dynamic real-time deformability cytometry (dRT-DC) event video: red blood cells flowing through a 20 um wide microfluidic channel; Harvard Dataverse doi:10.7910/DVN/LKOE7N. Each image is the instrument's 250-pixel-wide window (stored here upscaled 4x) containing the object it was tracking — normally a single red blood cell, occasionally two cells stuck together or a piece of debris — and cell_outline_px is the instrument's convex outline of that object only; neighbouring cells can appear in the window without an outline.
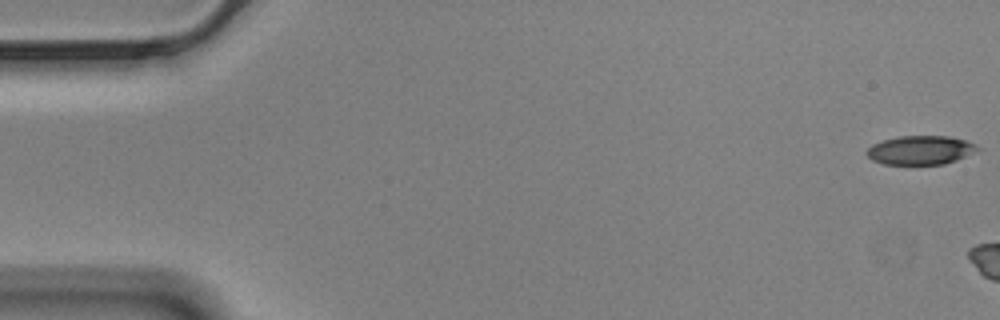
{"species": "Egyptian fruit bat (a non-hibernating species)", "species_latin": "Rousettus aegyptiacus", "temperature_condition": "cold", "stored_images_in_passage": 8, "camera_frame_rate_fps": 3000, "um_per_image_px": 0.085, "animal": {"sex": "male"}, "frame": {"image": 1, "passage_image": 1, "time_ms": 0.0, "image_size_px": [1000, 320], "cell_outline_px": [[980, 148], [956, 160], [944, 164], [884, 164], [872, 160], [864, 152], [872, 144], [884, 140], [900, 136], [952, 136], [976, 144]], "centroid_in_image_um": [78.21, 12.75], "position_along_channel_um": 6.8, "area_um2": 18.5}}